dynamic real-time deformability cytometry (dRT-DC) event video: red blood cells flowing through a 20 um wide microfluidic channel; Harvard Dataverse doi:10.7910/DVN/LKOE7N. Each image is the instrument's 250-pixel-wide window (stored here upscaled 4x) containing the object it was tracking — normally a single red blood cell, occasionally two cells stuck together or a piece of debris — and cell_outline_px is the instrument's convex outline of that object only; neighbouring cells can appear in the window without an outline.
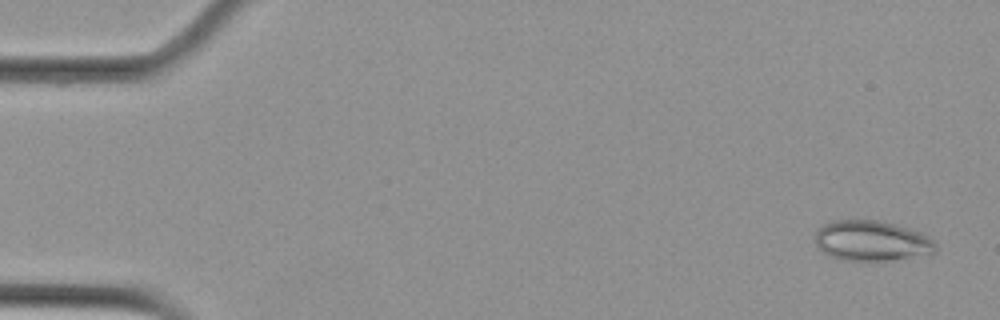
{"species": "Egyptian fruit bat (a non-hibernating species)", "species_latin": "Rousettus aegyptiacus", "temperature_condition": "cold", "stored_images_in_passage": 6, "camera_frame_rate_fps": 3000, "um_per_image_px": 0.085, "animal": {"sex": "female"}, "frame": {"image": 1, "passage_image": 1, "time_ms": 0.0, "image_size_px": [1000, 320], "cell_outline_px": [[936, 252], [892, 260], [844, 260], [832, 256], [824, 252], [816, 244], [816, 232], [824, 224], [832, 220], [880, 220], [908, 228], [920, 232], [928, 236], [936, 244]], "centroid_in_image_um": [74.1, 20.45], "position_along_channel_um": 10.9, "area_um2": 27.98}}